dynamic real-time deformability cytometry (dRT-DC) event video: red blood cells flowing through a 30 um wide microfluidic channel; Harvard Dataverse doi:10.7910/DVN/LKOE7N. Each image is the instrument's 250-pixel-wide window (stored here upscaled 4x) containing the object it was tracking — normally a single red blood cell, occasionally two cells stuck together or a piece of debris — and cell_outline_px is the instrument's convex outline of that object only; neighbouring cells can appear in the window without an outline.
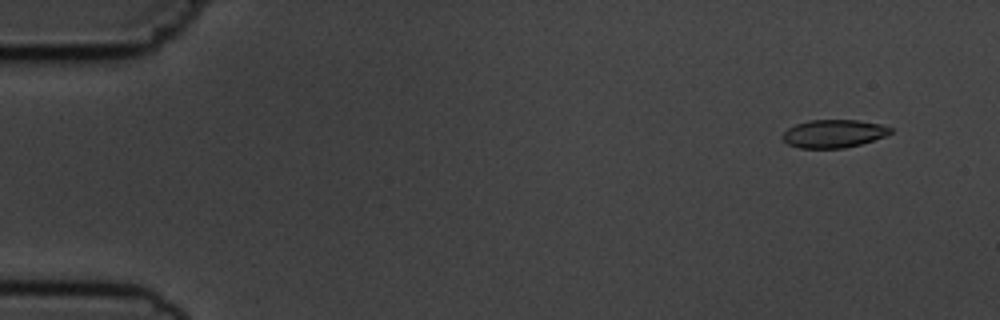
{"species": "common noctule bat (a hibernating species)", "species_latin": "Nyctalus noctula", "temperature_condition": "cold", "stored_images_in_passage": 10, "camera_frame_rate_fps": 3000, "um_per_image_px": 0.085, "animal": {"sex": "male", "body_mass_g": 19.5, "forearm_length_mm": 54.6}, "frame": {"image": 1, "passage_image": 1, "time_ms": 0.0, "image_size_px": [1000, 320], "cell_outline_px": [[892, 132], [884, 136], [860, 144], [844, 148], [800, 148], [788, 144], [784, 140], [784, 132], [788, 128], [796, 124], [808, 120], [856, 120], [880, 124], [892, 128]], "centroid_in_image_um": [70.86, 11.35], "position_along_channel_um": 14.1, "area_um2": 17.4}}
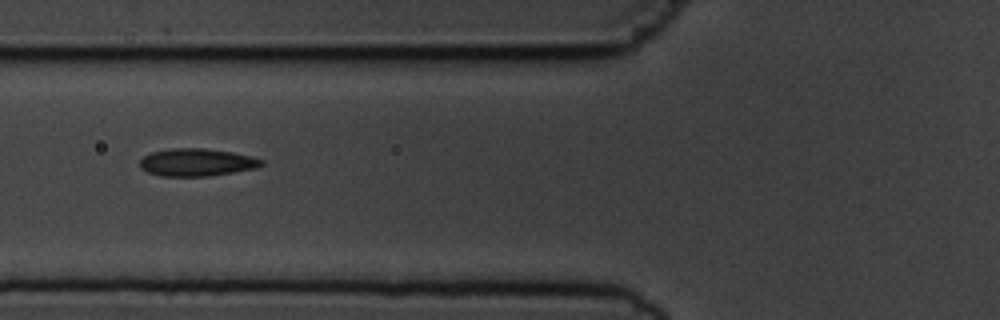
{"frame": {"image": 2, "passage_image": 6, "time_ms": 5.667, "image_size_px": [1000, 320], "cell_outline_px": [[264, 164], [256, 168], [208, 176], [160, 176], [148, 172], [140, 168], [140, 160], [144, 156], [152, 152], [172, 148], [204, 148], [232, 152], [252, 156], [264, 160]], "centroid_in_image_um": [16.73, 13.79], "position_along_channel_um": 109.1, "area_um2": 19.54}}
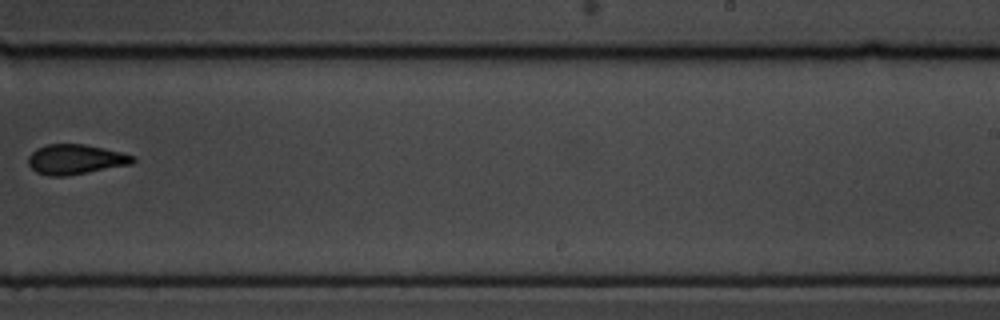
{"frame": {"image": 3, "passage_image": 10, "time_ms": 10.333, "image_size_px": [1000, 320], "cell_outline_px": [[136, 160], [132, 164], [88, 172], [64, 176], [48, 176], [36, 172], [28, 164], [28, 156], [36, 148], [48, 144], [84, 144], [104, 148], [136, 156]], "centroid_in_image_um": [6.42, 13.54], "position_along_channel_um": 282.6, "area_um2": 18.26}}